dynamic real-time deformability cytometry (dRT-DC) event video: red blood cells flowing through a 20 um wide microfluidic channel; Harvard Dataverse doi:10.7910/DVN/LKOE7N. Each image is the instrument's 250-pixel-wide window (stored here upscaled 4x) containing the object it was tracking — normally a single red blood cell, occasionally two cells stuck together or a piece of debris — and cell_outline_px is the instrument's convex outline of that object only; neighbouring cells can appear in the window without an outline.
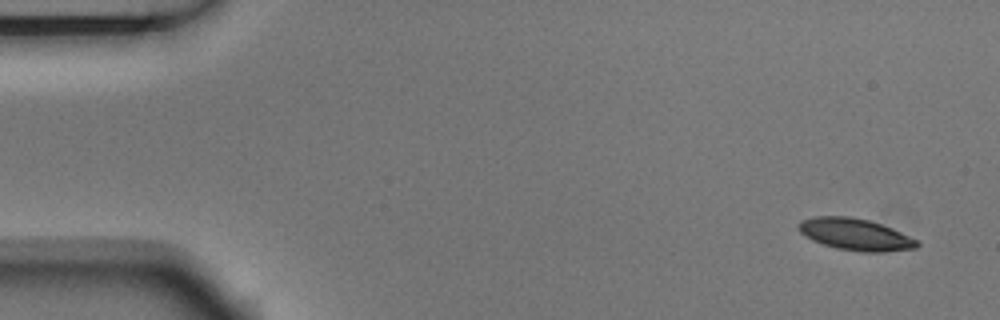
{"species": "Egyptian fruit bat (a non-hibernating species)", "species_latin": "Rousettus aegyptiacus", "temperature_condition": "room temperature", "stored_images_in_passage": 5, "camera_frame_rate_fps": 3000, "um_per_image_px": 0.085, "animal": {"sex": "male"}, "frame": {"image": 1, "passage_image": 1, "time_ms": 0.0, "image_size_px": [1000, 320], "cell_outline_px": [[920, 244], [916, 248], [884, 252], [860, 252], [836, 248], [812, 240], [804, 236], [796, 228], [796, 224], [800, 220], [816, 216], [848, 216], [868, 220], [892, 228], [920, 240]], "centroid_in_image_um": [72.69, 19.92], "position_along_channel_um": 12.3, "area_um2": 22.2}}
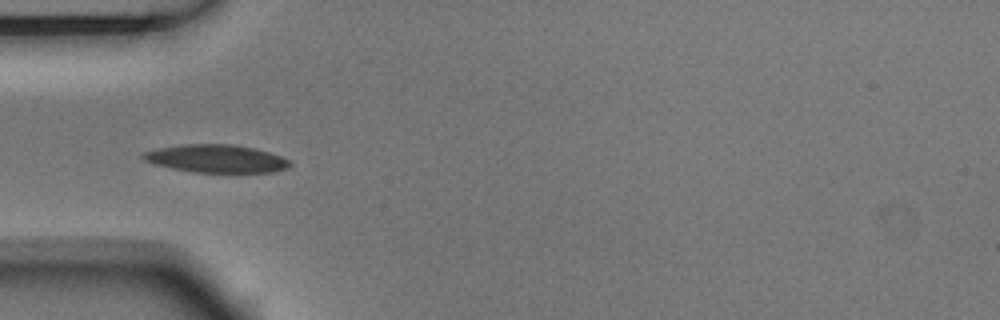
{"frame": {"image": 2, "passage_image": 5, "time_ms": 1.333, "image_size_px": [1000, 320], "cell_outline_px": [[292, 164], [288, 168], [272, 172], [192, 172], [172, 168], [156, 164], [144, 160], [140, 156], [144, 152], [160, 148], [184, 144], [232, 144], [256, 148], [280, 156], [288, 160]], "centroid_in_image_um": [18.4, 13.48], "position_along_channel_um": 66.6, "area_um2": 23.7}}